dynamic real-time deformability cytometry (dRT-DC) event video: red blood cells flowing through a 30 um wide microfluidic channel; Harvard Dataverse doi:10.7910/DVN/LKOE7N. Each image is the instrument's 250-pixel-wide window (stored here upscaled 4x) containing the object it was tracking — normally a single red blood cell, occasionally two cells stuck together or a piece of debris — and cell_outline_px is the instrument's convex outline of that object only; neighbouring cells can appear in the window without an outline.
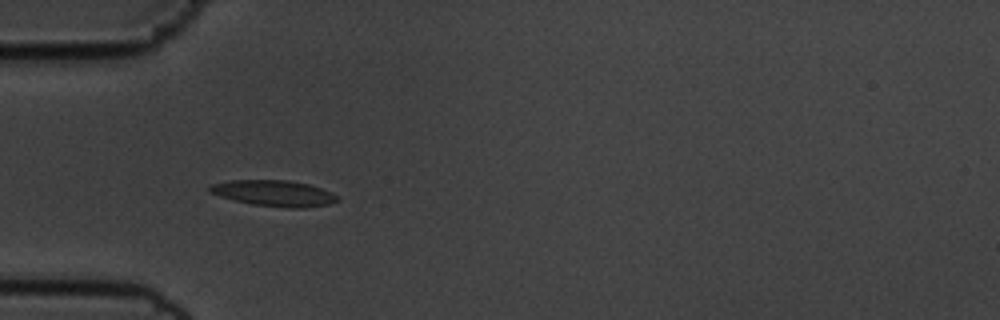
{"species": "common noctule bat (a hibernating species)", "species_latin": "Nyctalus noctula", "temperature_condition": "cold", "stored_images_in_passage": 38, "camera_frame_rate_fps": 3000, "um_per_image_px": 0.085, "animal": {"sex": "male", "body_mass_g": 19.5, "forearm_length_mm": 54.6}, "frame": {"image": 1, "passage_image": 1, "time_ms": 0.0, "image_size_px": [1000, 320], "cell_outline_px": [[340, 200], [328, 204], [304, 208], [288, 208], [252, 204], [232, 200], [208, 192], [208, 188], [212, 184], [232, 180], [288, 180], [308, 184], [332, 192], [340, 196]], "centroid_in_image_um": [23.31, 16.43], "position_along_channel_um": 61.7, "area_um2": 19.42}}
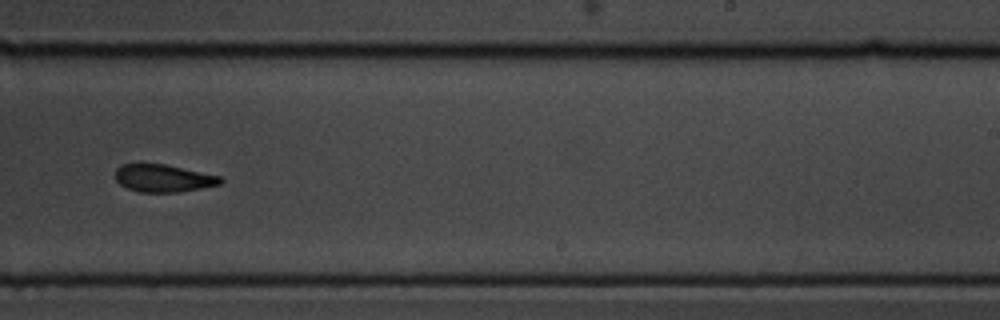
{"frame": {"image": 2, "passage_image": 19, "time_ms": 6.0, "image_size_px": [1000, 320], "cell_outline_px": [[224, 180], [220, 184], [180, 192], [136, 192], [120, 184], [116, 180], [116, 168], [120, 164], [164, 164], [220, 176]], "centroid_in_image_um": [13.86, 15.15], "position_along_channel_um": 275.1, "area_um2": 16.76}}
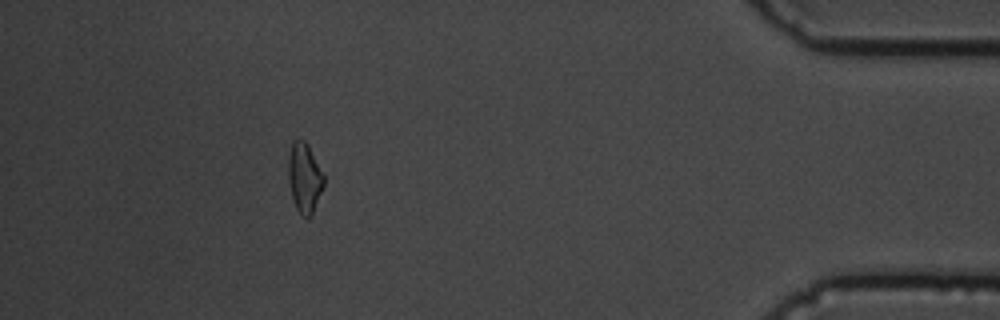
{"frame": {"image": 3, "passage_image": 38, "time_ms": 12.333, "image_size_px": [1000, 320], "cell_outline_px": [[324, 184], [312, 216], [308, 220], [296, 208], [292, 196], [288, 180], [288, 156], [292, 140], [300, 136], [308, 144], [324, 172]], "centroid_in_image_um": [25.88, 15.05], "position_along_channel_um": 409.3, "area_um2": 14.85}, "authors_computed_cell_mechanics": {"area_um2": 17.629, "velocity_mm_per_s": 3.6116, "shape_relaxation_time_tau1_ms": 3.8834, "shape_relaxation_time_tau2_ms": 5.4976, "deformation_change_tau1": 0.1109, "deformation_change_tau2": 0.1389}}